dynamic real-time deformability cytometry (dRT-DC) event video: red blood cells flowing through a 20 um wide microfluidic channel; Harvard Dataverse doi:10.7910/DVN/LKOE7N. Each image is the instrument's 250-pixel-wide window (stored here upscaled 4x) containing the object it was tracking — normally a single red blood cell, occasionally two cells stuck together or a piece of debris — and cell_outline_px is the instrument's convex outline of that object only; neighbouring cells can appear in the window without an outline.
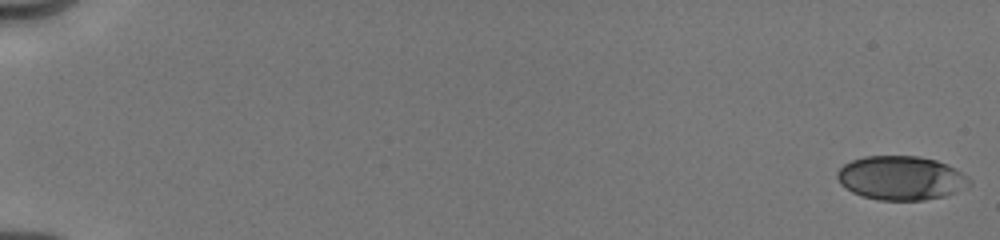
{"species": "human", "species_latin": "Homo sapiens", "temperature_condition": "cold", "stored_images_in_passage": 19, "camera_frame_rate_fps": 3000, "um_per_image_px": 0.085, "donor": {"sex": "male"}, "frame": {"image": 1, "passage_image": 1, "time_ms": 0.0, "image_size_px": [1000, 240], "cell_outline_px": [[972, 184], [956, 192], [944, 196], [924, 200], [876, 200], [852, 192], [840, 184], [836, 176], [836, 172], [844, 164], [852, 160], [864, 156], [920, 156], [936, 160], [948, 164], [968, 176], [972, 180]], "centroid_in_image_um": [76.6, 15.12], "position_along_channel_um": 8.4, "area_um2": 34.1}}
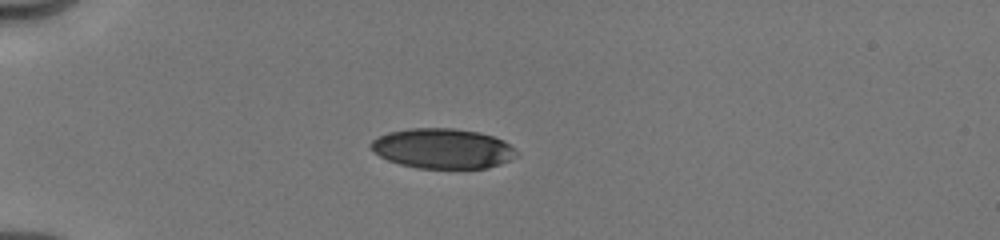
{"frame": {"image": 2, "passage_image": 14, "time_ms": 5.0, "image_size_px": [1000, 240], "cell_outline_px": [[520, 156], [500, 164], [488, 168], [416, 168], [400, 164], [388, 160], [372, 152], [368, 144], [372, 140], [388, 132], [408, 128], [452, 128], [480, 132], [504, 140], [516, 148], [520, 152]], "centroid_in_image_um": [37.66, 12.62], "position_along_channel_um": 47.3, "area_um2": 34.45}}
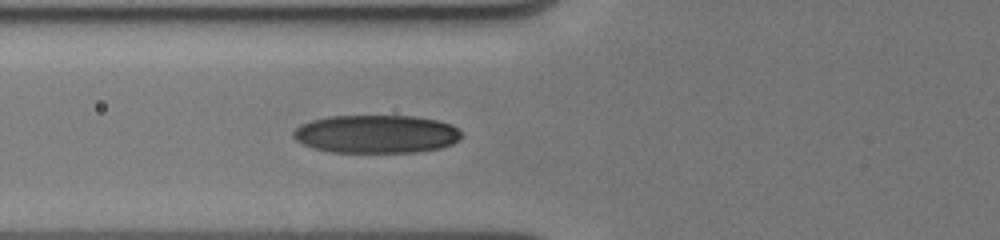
{"frame": {"image": 3, "passage_image": 19, "time_ms": 7.0, "image_size_px": [1000, 240], "cell_outline_px": [[464, 136], [460, 140], [452, 144], [440, 148], [416, 152], [332, 152], [312, 148], [300, 144], [292, 136], [292, 132], [300, 124], [312, 120], [328, 116], [416, 116], [436, 120], [452, 124]], "centroid_in_image_um": [31.97, 11.39], "position_along_channel_um": 93.8, "area_um2": 37.74}}